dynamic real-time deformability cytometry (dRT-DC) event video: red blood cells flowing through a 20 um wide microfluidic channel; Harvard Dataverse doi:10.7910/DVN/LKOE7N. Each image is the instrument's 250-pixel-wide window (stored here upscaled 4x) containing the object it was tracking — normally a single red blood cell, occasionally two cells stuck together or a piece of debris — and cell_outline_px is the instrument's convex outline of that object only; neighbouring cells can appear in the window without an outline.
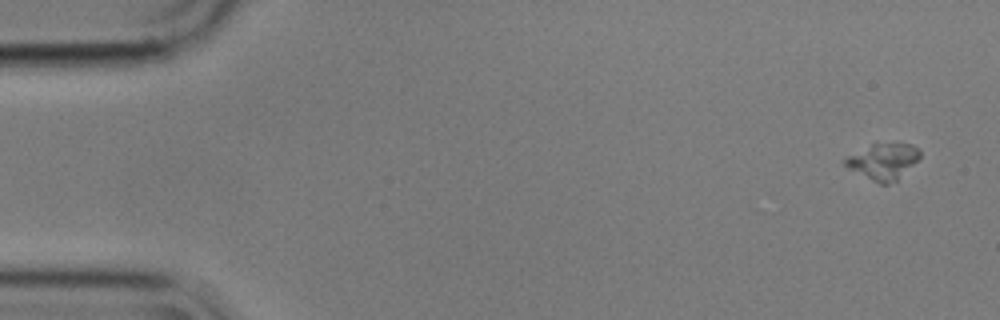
{"species": "common noctule bat (a hibernating species)", "species_latin": "Nyctalus noctula", "temperature_condition": "cold", "stored_images_in_passage": 5, "camera_frame_rate_fps": 3000, "um_per_image_px": 0.085, "animal": {"sex": "male", "body_mass_g": 17.9}, "frame": {"image": 1, "passage_image": 1, "time_ms": 0.0, "image_size_px": [1000, 320], "cell_outline_px": [[920, 156], [896, 180], [888, 184], [880, 184], [848, 168], [844, 164], [844, 160], [848, 156], [876, 140], [912, 144], [920, 152]], "centroid_in_image_um": [75.04, 13.65], "position_along_channel_um": 10.0, "area_um2": 15.78}}